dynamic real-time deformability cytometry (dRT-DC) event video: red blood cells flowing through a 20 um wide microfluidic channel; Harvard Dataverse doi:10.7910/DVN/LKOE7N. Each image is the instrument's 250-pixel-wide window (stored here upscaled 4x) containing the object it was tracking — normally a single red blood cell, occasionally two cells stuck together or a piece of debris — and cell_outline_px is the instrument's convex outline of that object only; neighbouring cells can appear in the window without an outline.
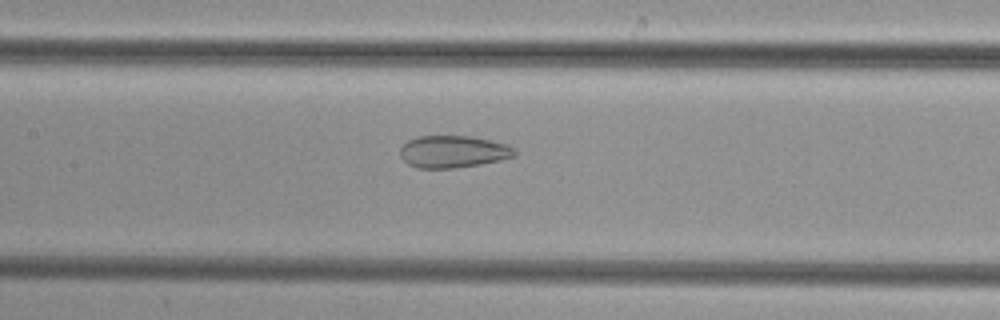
{"species": "common noctule bat (a hibernating species)", "species_latin": "Nyctalus noctula", "temperature_condition": "cold", "stored_images_in_passage": 51, "camera_frame_rate_fps": 3000, "um_per_image_px": 0.085, "animal": {"sex": "female", "body_mass_g": 29.2, "forearm_length_mm": 56.3}, "frame": {"image": 1, "passage_image": 24, "time_ms": 7.667, "image_size_px": [1000, 320], "cell_outline_px": [[516, 156], [500, 160], [480, 164], [452, 168], [416, 168], [408, 164], [400, 156], [400, 148], [408, 140], [420, 136], [472, 136], [492, 140], [508, 144], [516, 148]], "centroid_in_image_um": [38.55, 12.88], "position_along_channel_um": 168.9, "area_um2": 21.62}}
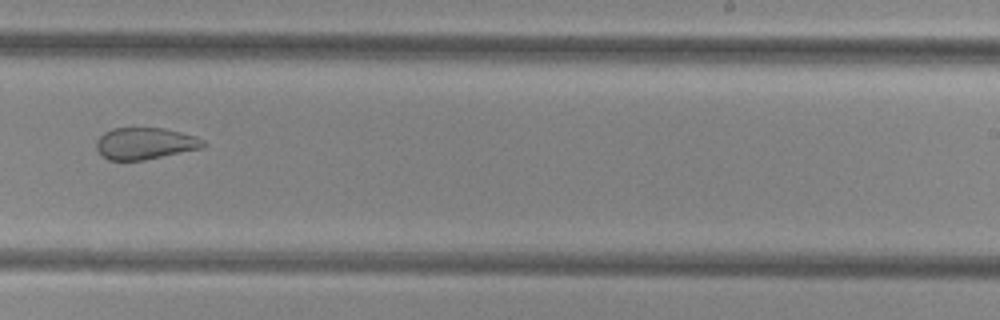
{"frame": {"image": 2, "passage_image": 32, "time_ms": 10.333, "image_size_px": [1000, 320], "cell_outline_px": [[208, 144], [204, 148], [144, 160], [108, 160], [96, 148], [96, 140], [104, 132], [112, 128], [164, 128], [196, 136], [204, 140]], "centroid_in_image_um": [12.37, 12.19], "position_along_channel_um": 276.6, "area_um2": 19.88}}
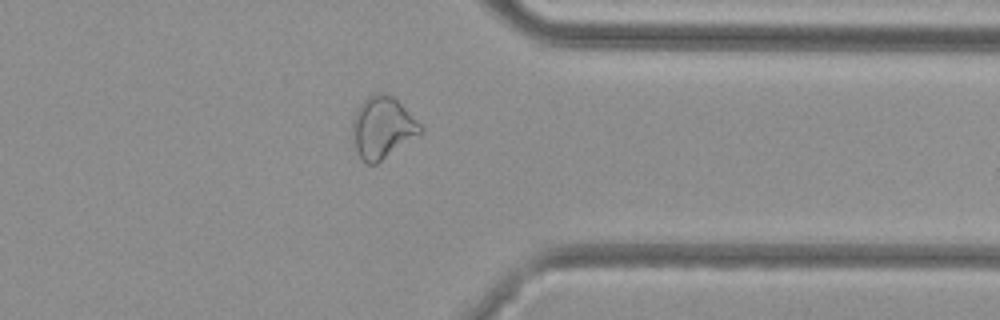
{"frame": {"image": 3, "passage_image": 40, "time_ms": 13.0, "image_size_px": [1000, 320], "cell_outline_px": [[424, 132], [376, 164], [368, 164], [360, 156], [356, 148], [352, 132], [352, 120], [360, 104], [368, 96], [376, 92], [380, 92], [392, 96], [424, 128]], "centroid_in_image_um": [32.51, 10.84], "position_along_channel_um": 378.9, "area_um2": 24.1}}